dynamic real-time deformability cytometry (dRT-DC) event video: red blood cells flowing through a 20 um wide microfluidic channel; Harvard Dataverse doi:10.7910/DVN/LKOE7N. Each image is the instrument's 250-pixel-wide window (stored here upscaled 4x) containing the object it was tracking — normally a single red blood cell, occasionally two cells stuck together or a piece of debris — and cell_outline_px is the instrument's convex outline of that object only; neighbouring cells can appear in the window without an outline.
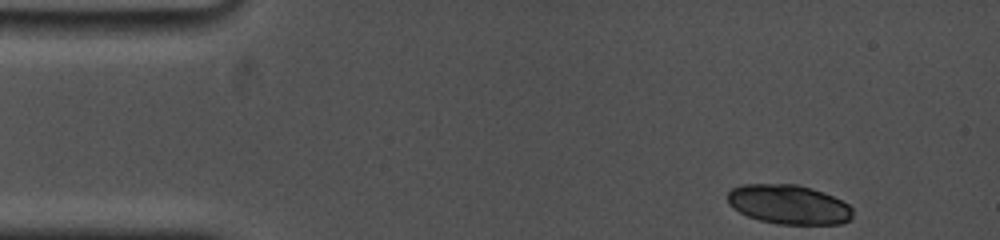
{"species": "common noctule bat (a hibernating species)", "species_latin": "Nyctalus noctula", "temperature_condition": "cold", "stored_images_in_passage": 9, "camera_frame_rate_fps": 5000, "um_per_image_px": 0.085, "animal": {"sex": "female", "body_mass_g": 19.0, "forearm_length_mm": 53.3}, "frame": {"image": 1, "passage_image": 1, "time_ms": 0.0, "image_size_px": [1000, 240], "cell_outline_px": [[852, 220], [840, 224], [776, 224], [760, 220], [748, 216], [732, 208], [728, 204], [728, 192], [732, 188], [744, 184], [796, 184], [812, 188], [832, 196], [848, 204], [852, 208]], "centroid_in_image_um": [67.04, 17.38], "position_along_channel_um": 18.0, "area_um2": 28.78}}